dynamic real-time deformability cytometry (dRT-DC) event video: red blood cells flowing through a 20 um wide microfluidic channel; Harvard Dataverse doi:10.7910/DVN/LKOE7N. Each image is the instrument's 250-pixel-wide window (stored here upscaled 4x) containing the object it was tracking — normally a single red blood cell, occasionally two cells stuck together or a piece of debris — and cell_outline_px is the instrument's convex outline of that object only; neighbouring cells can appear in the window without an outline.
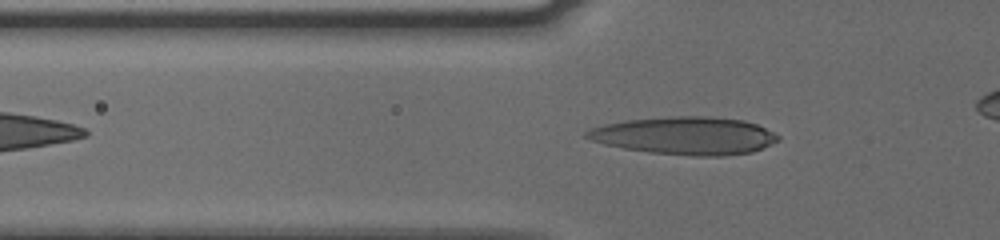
{"species": "human", "species_latin": "Homo sapiens", "temperature_condition": "cold", "stored_images_in_passage": 39, "camera_frame_rate_fps": 3000, "um_per_image_px": 0.085, "donor": {"sex": "male"}, "frame": {"image": 1, "passage_image": 8, "time_ms": 2.333, "image_size_px": [1000, 240], "cell_outline_px": [[780, 140], [772, 144], [752, 152], [720, 156], [692, 156], [648, 152], [624, 148], [604, 144], [592, 140], [584, 136], [584, 132], [592, 128], [604, 124], [624, 120], [672, 116], [704, 116], [744, 120], [756, 124], [780, 136]], "centroid_in_image_um": [58.22, 11.53], "position_along_channel_um": 67.6, "area_um2": 42.08}}
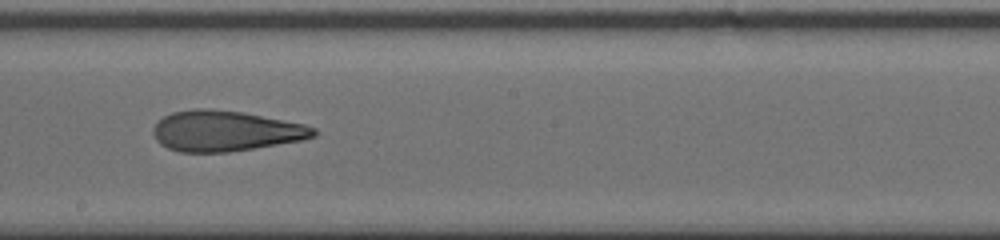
{"frame": {"image": 2, "passage_image": 21, "time_ms": 6.667, "image_size_px": [1000, 240], "cell_outline_px": [[316, 136], [300, 140], [228, 152], [180, 152], [168, 148], [160, 144], [156, 140], [152, 132], [152, 128], [164, 116], [172, 112], [196, 108], [208, 108], [244, 112], [304, 124], [316, 128]], "centroid_in_image_um": [19.13, 11.12], "position_along_channel_um": 229.1, "area_um2": 37.8}}
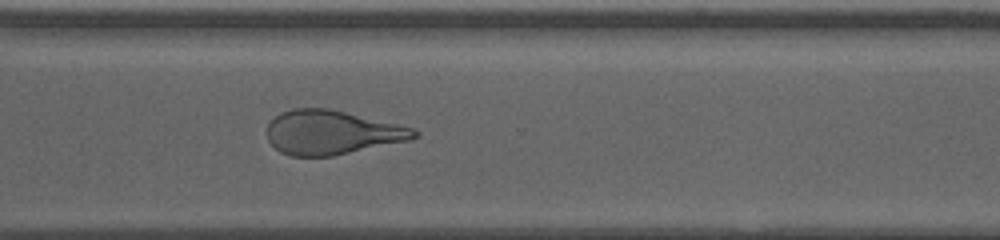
{"frame": {"image": 3, "passage_image": 30, "time_ms": 9.667, "image_size_px": [1000, 240], "cell_outline_px": [[420, 136], [408, 140], [332, 156], [292, 156], [280, 152], [268, 140], [268, 124], [280, 112], [292, 108], [328, 108], [396, 124], [412, 128], [420, 132]], "centroid_in_image_um": [28.18, 11.26], "position_along_channel_um": 342.4, "area_um2": 37.4}}